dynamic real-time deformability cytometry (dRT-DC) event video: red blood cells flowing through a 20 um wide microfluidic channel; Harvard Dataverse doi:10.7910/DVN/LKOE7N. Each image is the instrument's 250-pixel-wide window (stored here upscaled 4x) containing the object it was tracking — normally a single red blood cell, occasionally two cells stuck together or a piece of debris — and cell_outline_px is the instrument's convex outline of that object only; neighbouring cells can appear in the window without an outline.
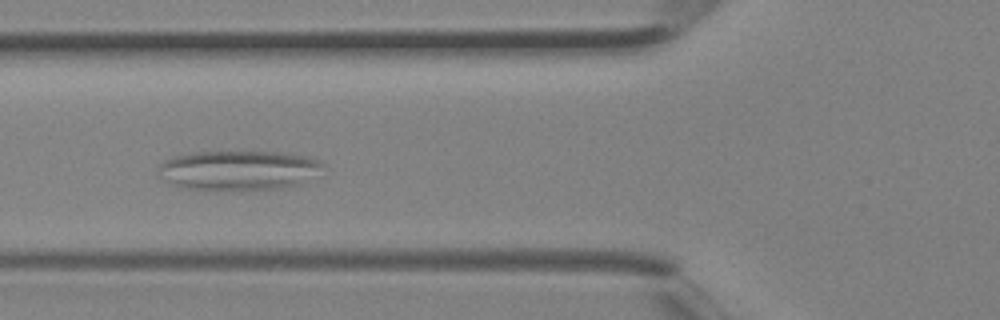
{"species": "Egyptian fruit bat (a non-hibernating species)", "species_latin": "Rousettus aegyptiacus", "temperature_condition": "room temperature", "stored_images_in_passage": 4, "camera_frame_rate_fps": 3000, "um_per_image_px": 0.085, "animal": {"sex": "female"}, "frame": {"image": 1, "passage_image": 4, "time_ms": 1.0, "image_size_px": [1000, 320], "cell_outline_px": [[324, 164], [300, 184], [280, 188], [244, 192], [208, 192], [184, 188], [172, 184], [160, 176], [160, 164], [164, 160], [172, 156], [192, 152], [280, 152], [304, 156], [316, 160]], "centroid_in_image_um": [20.17, 14.52], "position_along_channel_um": 105.6, "area_um2": 38.61}}